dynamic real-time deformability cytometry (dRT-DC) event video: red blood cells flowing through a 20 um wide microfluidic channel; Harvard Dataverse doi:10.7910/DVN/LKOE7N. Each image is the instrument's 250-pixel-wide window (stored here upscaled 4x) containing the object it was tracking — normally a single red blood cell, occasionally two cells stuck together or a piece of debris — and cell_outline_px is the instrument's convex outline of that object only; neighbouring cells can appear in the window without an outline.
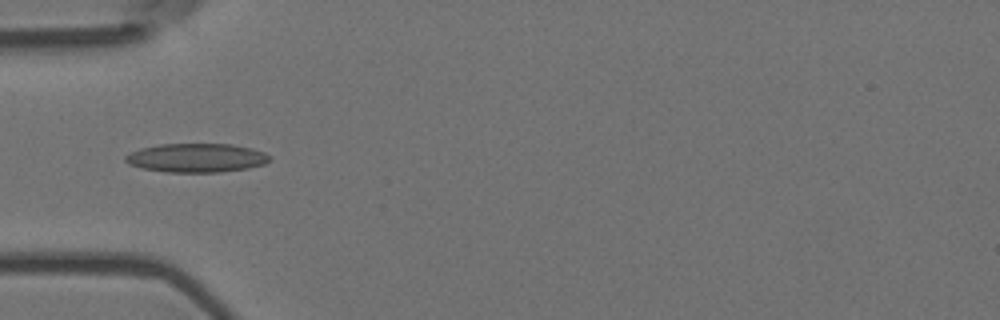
{"species": "Egyptian fruit bat (a non-hibernating species)", "species_latin": "Rousettus aegyptiacus", "temperature_condition": "room temperature", "stored_images_in_passage": 4, "camera_frame_rate_fps": 3000, "um_per_image_px": 0.085, "animal": {"sex": "female"}, "frame": {"image": 1, "passage_image": 1, "time_ms": 0.0, "image_size_px": [1000, 320], "cell_outline_px": [[268, 160], [264, 164], [248, 168], [220, 172], [164, 172], [140, 168], [128, 164], [124, 160], [124, 156], [140, 148], [160, 144], [232, 144], [252, 148], [264, 152], [268, 156]], "centroid_in_image_um": [16.65, 13.42], "position_along_channel_um": 68.3, "area_um2": 24.28}}
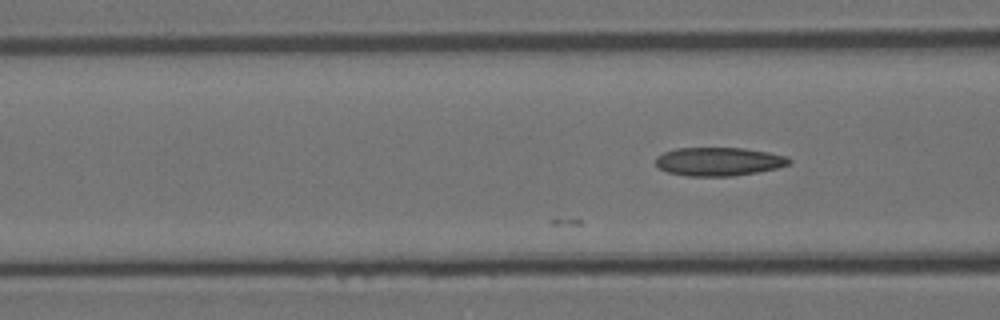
{"frame": {"image": 2, "passage_image": 4, "time_ms": 1.0, "image_size_px": [1000, 320], "cell_outline_px": [[792, 160], [788, 164], [776, 168], [756, 172], [732, 176], [688, 176], [668, 172], [660, 168], [656, 164], [656, 156], [664, 152], [676, 148], [744, 148], [768, 152], [788, 156]], "centroid_in_image_um": [61.09, 13.72], "position_along_channel_um": 105.5, "area_um2": 22.08}}